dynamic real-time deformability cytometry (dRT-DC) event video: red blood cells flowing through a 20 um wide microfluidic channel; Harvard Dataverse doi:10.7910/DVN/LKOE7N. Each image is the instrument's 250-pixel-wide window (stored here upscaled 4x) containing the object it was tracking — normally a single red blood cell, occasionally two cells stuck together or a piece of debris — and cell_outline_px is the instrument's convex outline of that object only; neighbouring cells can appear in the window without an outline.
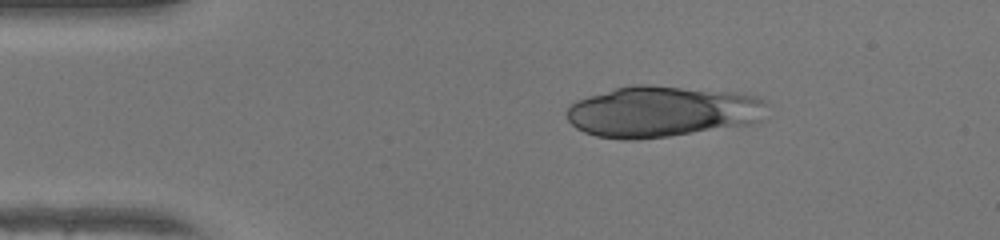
{"species": "human", "species_latin": "Homo sapiens", "temperature_condition": "warm", "stored_images_in_passage": 40, "camera_frame_rate_fps": 3000, "um_per_image_px": 0.085, "donor": {"sex": "female"}, "frame": {"image": 1, "passage_image": 1, "time_ms": 0.0, "image_size_px": [1000, 240], "cell_outline_px": [[772, 104], [760, 120], [756, 124], [668, 136], [636, 140], [624, 140], [596, 136], [584, 132], [576, 128], [568, 120], [568, 108], [576, 100], [588, 96], [616, 88], [632, 84], [648, 84], [736, 92], [760, 96]], "centroid_in_image_um": [56.38, 9.48], "position_along_channel_um": 28.6, "area_um2": 60.46}}